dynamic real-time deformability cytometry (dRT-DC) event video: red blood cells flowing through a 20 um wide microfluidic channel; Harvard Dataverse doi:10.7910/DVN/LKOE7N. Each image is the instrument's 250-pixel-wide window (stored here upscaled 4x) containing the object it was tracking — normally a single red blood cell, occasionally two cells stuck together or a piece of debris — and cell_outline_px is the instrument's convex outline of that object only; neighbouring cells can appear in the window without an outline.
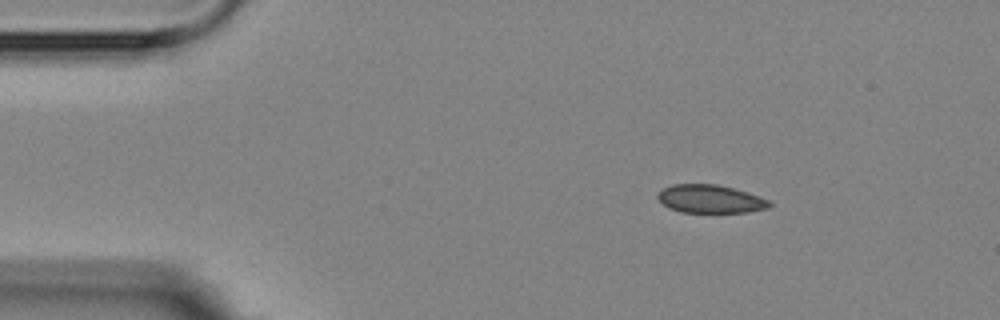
{"species": "Egyptian fruit bat (a non-hibernating species)", "species_latin": "Rousettus aegyptiacus", "temperature_condition": "room temperature", "stored_images_in_passage": 3, "camera_frame_rate_fps": 3000, "um_per_image_px": 0.085, "animal": {"sex": "female"}, "frame": {"image": 1, "passage_image": 1, "time_ms": 0.0, "image_size_px": [1000, 320], "cell_outline_px": [[772, 204], [768, 208], [748, 212], [680, 212], [668, 208], [656, 196], [664, 188], [672, 184], [716, 184], [748, 192], [760, 196], [768, 200]], "centroid_in_image_um": [60.38, 16.91], "position_along_channel_um": 24.6, "area_um2": 18.26}}